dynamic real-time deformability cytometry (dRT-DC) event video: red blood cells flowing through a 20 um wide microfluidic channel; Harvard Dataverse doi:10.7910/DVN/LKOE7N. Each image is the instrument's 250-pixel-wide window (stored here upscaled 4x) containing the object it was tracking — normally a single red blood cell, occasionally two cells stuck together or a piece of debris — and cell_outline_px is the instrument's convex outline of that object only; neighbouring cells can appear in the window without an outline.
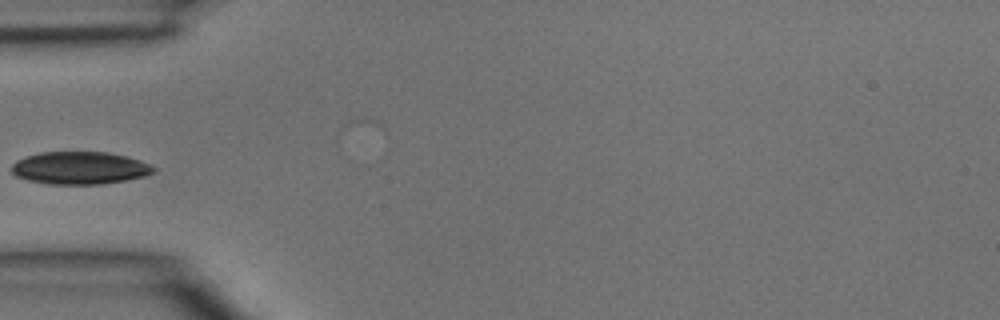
{"species": "common noctule bat (a hibernating species)", "species_latin": "Nyctalus noctula", "temperature_condition": "room temperature", "stored_images_in_passage": 3, "camera_frame_rate_fps": 3000, "um_per_image_px": 0.085, "animal": {"sex": "male", "body_mass_g": 15.6}, "frame": {"image": 1, "passage_image": 3, "time_ms": 0.667, "image_size_px": [1000, 320], "cell_outline_px": [[156, 172], [144, 176], [124, 180], [100, 184], [48, 184], [28, 180], [16, 176], [12, 172], [12, 164], [16, 160], [40, 152], [108, 152], [140, 160], [156, 168]], "centroid_in_image_um": [6.77, 14.28], "position_along_channel_um": 78.2, "area_um2": 26.82}}